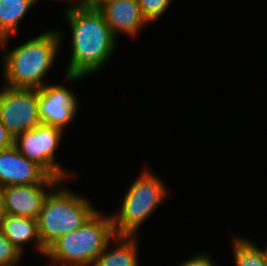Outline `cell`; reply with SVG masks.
Segmentation results:
<instances>
[{
	"label": "cell",
	"instance_id": "obj_1",
	"mask_svg": "<svg viewBox=\"0 0 267 266\" xmlns=\"http://www.w3.org/2000/svg\"><path fill=\"white\" fill-rule=\"evenodd\" d=\"M64 16L72 31L71 57L64 78L76 82L101 71L116 50L117 38L96 6H68Z\"/></svg>",
	"mask_w": 267,
	"mask_h": 266
},
{
	"label": "cell",
	"instance_id": "obj_2",
	"mask_svg": "<svg viewBox=\"0 0 267 266\" xmlns=\"http://www.w3.org/2000/svg\"><path fill=\"white\" fill-rule=\"evenodd\" d=\"M9 38L2 39L0 45L3 56L2 76L5 81L3 85L26 89H40L45 86L43 78L58 59L60 44L64 40L62 30L48 29L39 36L7 50Z\"/></svg>",
	"mask_w": 267,
	"mask_h": 266
},
{
	"label": "cell",
	"instance_id": "obj_3",
	"mask_svg": "<svg viewBox=\"0 0 267 266\" xmlns=\"http://www.w3.org/2000/svg\"><path fill=\"white\" fill-rule=\"evenodd\" d=\"M115 236L112 216L97 210L83 226L46 249L44 256L51 261L47 266H93Z\"/></svg>",
	"mask_w": 267,
	"mask_h": 266
},
{
	"label": "cell",
	"instance_id": "obj_4",
	"mask_svg": "<svg viewBox=\"0 0 267 266\" xmlns=\"http://www.w3.org/2000/svg\"><path fill=\"white\" fill-rule=\"evenodd\" d=\"M57 184L46 196L37 219L38 235L45 249L65 234L83 226L97 209L85 196Z\"/></svg>",
	"mask_w": 267,
	"mask_h": 266
},
{
	"label": "cell",
	"instance_id": "obj_5",
	"mask_svg": "<svg viewBox=\"0 0 267 266\" xmlns=\"http://www.w3.org/2000/svg\"><path fill=\"white\" fill-rule=\"evenodd\" d=\"M124 194L121 208L111 215L115 235L137 236L139 228L162 204L169 190L165 182L144 168Z\"/></svg>",
	"mask_w": 267,
	"mask_h": 266
},
{
	"label": "cell",
	"instance_id": "obj_6",
	"mask_svg": "<svg viewBox=\"0 0 267 266\" xmlns=\"http://www.w3.org/2000/svg\"><path fill=\"white\" fill-rule=\"evenodd\" d=\"M63 133L62 128L41 123L18 135L14 139V145L22 155L35 162L49 176L64 182L73 175L55 159Z\"/></svg>",
	"mask_w": 267,
	"mask_h": 266
},
{
	"label": "cell",
	"instance_id": "obj_7",
	"mask_svg": "<svg viewBox=\"0 0 267 266\" xmlns=\"http://www.w3.org/2000/svg\"><path fill=\"white\" fill-rule=\"evenodd\" d=\"M0 119L14 139L41 124L38 89L3 85L0 89Z\"/></svg>",
	"mask_w": 267,
	"mask_h": 266
},
{
	"label": "cell",
	"instance_id": "obj_8",
	"mask_svg": "<svg viewBox=\"0 0 267 266\" xmlns=\"http://www.w3.org/2000/svg\"><path fill=\"white\" fill-rule=\"evenodd\" d=\"M71 89L60 84H48L38 89L41 123L65 130L78 111V101Z\"/></svg>",
	"mask_w": 267,
	"mask_h": 266
},
{
	"label": "cell",
	"instance_id": "obj_9",
	"mask_svg": "<svg viewBox=\"0 0 267 266\" xmlns=\"http://www.w3.org/2000/svg\"><path fill=\"white\" fill-rule=\"evenodd\" d=\"M60 182L48 175L38 184L3 187L5 214L37 220L46 196Z\"/></svg>",
	"mask_w": 267,
	"mask_h": 266
},
{
	"label": "cell",
	"instance_id": "obj_10",
	"mask_svg": "<svg viewBox=\"0 0 267 266\" xmlns=\"http://www.w3.org/2000/svg\"><path fill=\"white\" fill-rule=\"evenodd\" d=\"M96 7L116 38L119 33L134 38L143 26L149 24L141 14L138 0H103Z\"/></svg>",
	"mask_w": 267,
	"mask_h": 266
},
{
	"label": "cell",
	"instance_id": "obj_11",
	"mask_svg": "<svg viewBox=\"0 0 267 266\" xmlns=\"http://www.w3.org/2000/svg\"><path fill=\"white\" fill-rule=\"evenodd\" d=\"M48 174L35 162L22 155L15 145L0 150V185H34Z\"/></svg>",
	"mask_w": 267,
	"mask_h": 266
},
{
	"label": "cell",
	"instance_id": "obj_12",
	"mask_svg": "<svg viewBox=\"0 0 267 266\" xmlns=\"http://www.w3.org/2000/svg\"><path fill=\"white\" fill-rule=\"evenodd\" d=\"M0 229L22 255L25 244L32 243V241L35 242L34 248L37 249V252L45 255L46 249L40 241L36 219L5 214L0 221Z\"/></svg>",
	"mask_w": 267,
	"mask_h": 266
},
{
	"label": "cell",
	"instance_id": "obj_13",
	"mask_svg": "<svg viewBox=\"0 0 267 266\" xmlns=\"http://www.w3.org/2000/svg\"><path fill=\"white\" fill-rule=\"evenodd\" d=\"M137 241V236L116 235L97 257L93 266H139ZM113 242L114 249H110V243Z\"/></svg>",
	"mask_w": 267,
	"mask_h": 266
},
{
	"label": "cell",
	"instance_id": "obj_14",
	"mask_svg": "<svg viewBox=\"0 0 267 266\" xmlns=\"http://www.w3.org/2000/svg\"><path fill=\"white\" fill-rule=\"evenodd\" d=\"M37 0H0V38L12 37Z\"/></svg>",
	"mask_w": 267,
	"mask_h": 266
},
{
	"label": "cell",
	"instance_id": "obj_15",
	"mask_svg": "<svg viewBox=\"0 0 267 266\" xmlns=\"http://www.w3.org/2000/svg\"><path fill=\"white\" fill-rule=\"evenodd\" d=\"M235 266H267L262 249L249 238L232 236Z\"/></svg>",
	"mask_w": 267,
	"mask_h": 266
},
{
	"label": "cell",
	"instance_id": "obj_16",
	"mask_svg": "<svg viewBox=\"0 0 267 266\" xmlns=\"http://www.w3.org/2000/svg\"><path fill=\"white\" fill-rule=\"evenodd\" d=\"M138 3L141 14L150 24L156 22L167 12L172 0H138Z\"/></svg>",
	"mask_w": 267,
	"mask_h": 266
},
{
	"label": "cell",
	"instance_id": "obj_17",
	"mask_svg": "<svg viewBox=\"0 0 267 266\" xmlns=\"http://www.w3.org/2000/svg\"><path fill=\"white\" fill-rule=\"evenodd\" d=\"M22 253L5 237L0 229V266L14 265L20 262Z\"/></svg>",
	"mask_w": 267,
	"mask_h": 266
},
{
	"label": "cell",
	"instance_id": "obj_18",
	"mask_svg": "<svg viewBox=\"0 0 267 266\" xmlns=\"http://www.w3.org/2000/svg\"><path fill=\"white\" fill-rule=\"evenodd\" d=\"M216 265H217L216 262H214L211 256L206 252L204 254L199 253V255L190 257L177 266H216Z\"/></svg>",
	"mask_w": 267,
	"mask_h": 266
},
{
	"label": "cell",
	"instance_id": "obj_19",
	"mask_svg": "<svg viewBox=\"0 0 267 266\" xmlns=\"http://www.w3.org/2000/svg\"><path fill=\"white\" fill-rule=\"evenodd\" d=\"M14 145V138L9 134L0 119V150Z\"/></svg>",
	"mask_w": 267,
	"mask_h": 266
},
{
	"label": "cell",
	"instance_id": "obj_20",
	"mask_svg": "<svg viewBox=\"0 0 267 266\" xmlns=\"http://www.w3.org/2000/svg\"><path fill=\"white\" fill-rule=\"evenodd\" d=\"M103 0H78L80 6H98Z\"/></svg>",
	"mask_w": 267,
	"mask_h": 266
},
{
	"label": "cell",
	"instance_id": "obj_21",
	"mask_svg": "<svg viewBox=\"0 0 267 266\" xmlns=\"http://www.w3.org/2000/svg\"><path fill=\"white\" fill-rule=\"evenodd\" d=\"M5 216L4 199H3V186L0 185V221Z\"/></svg>",
	"mask_w": 267,
	"mask_h": 266
},
{
	"label": "cell",
	"instance_id": "obj_22",
	"mask_svg": "<svg viewBox=\"0 0 267 266\" xmlns=\"http://www.w3.org/2000/svg\"><path fill=\"white\" fill-rule=\"evenodd\" d=\"M39 0H37V2H38ZM59 0H57V2H58ZM61 1H64V2H67V3H70L71 2V4L72 3H75V4H73L72 6H77L78 5V0H61Z\"/></svg>",
	"mask_w": 267,
	"mask_h": 266
},
{
	"label": "cell",
	"instance_id": "obj_23",
	"mask_svg": "<svg viewBox=\"0 0 267 266\" xmlns=\"http://www.w3.org/2000/svg\"><path fill=\"white\" fill-rule=\"evenodd\" d=\"M262 252H263L265 260L267 262V246L265 247V249L262 250Z\"/></svg>",
	"mask_w": 267,
	"mask_h": 266
}]
</instances>
